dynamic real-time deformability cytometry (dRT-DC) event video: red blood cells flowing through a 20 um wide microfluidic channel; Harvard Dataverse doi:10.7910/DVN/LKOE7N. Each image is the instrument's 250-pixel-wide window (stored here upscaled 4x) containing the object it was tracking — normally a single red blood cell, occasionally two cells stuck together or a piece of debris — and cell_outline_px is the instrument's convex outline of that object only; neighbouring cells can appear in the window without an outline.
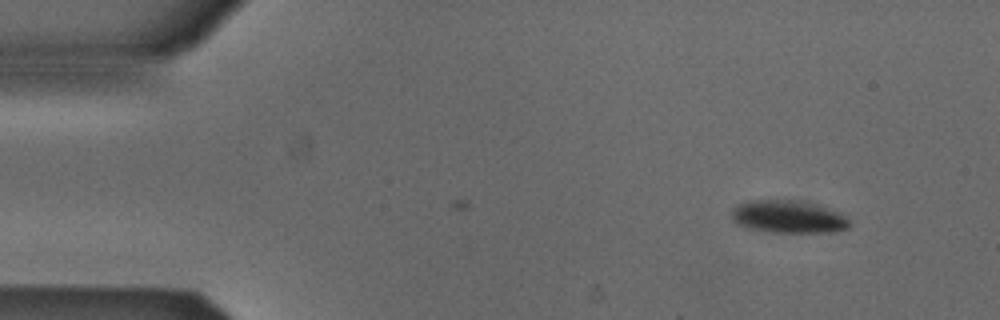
{"species": "Egyptian fruit bat (a non-hibernating species)", "species_latin": "Rousettus aegyptiacus", "temperature_condition": "cold", "stored_images_in_passage": 7, "camera_frame_rate_fps": 3000, "um_per_image_px": 0.085, "animal": {"sex": "male"}, "frame": {"image": 1, "passage_image": 7, "time_ms": 2.0, "image_size_px": [1000, 320], "cell_outline_px": [[852, 224], [848, 228], [836, 232], [772, 232], [748, 228], [736, 224], [732, 220], [732, 208], [736, 204], [748, 200], [792, 200], [812, 204], [836, 212], [852, 220]], "centroid_in_image_um": [66.97, 18.44], "position_along_channel_um": 18.0, "area_um2": 22.37}}